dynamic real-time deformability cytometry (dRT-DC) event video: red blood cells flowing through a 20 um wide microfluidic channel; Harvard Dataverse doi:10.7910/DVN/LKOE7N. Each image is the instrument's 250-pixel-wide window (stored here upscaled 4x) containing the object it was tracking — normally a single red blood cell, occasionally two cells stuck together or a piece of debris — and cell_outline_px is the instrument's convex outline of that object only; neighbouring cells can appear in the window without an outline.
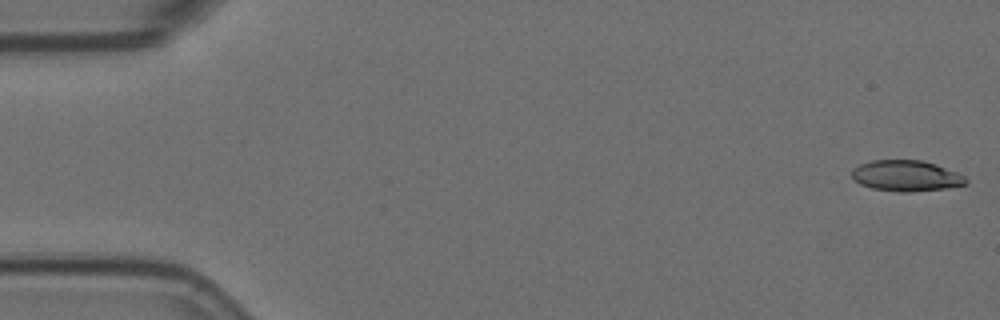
{"species": "Egyptian fruit bat (a non-hibernating species)", "species_latin": "Rousettus aegyptiacus", "temperature_condition": "room temperature", "stored_images_in_passage": 9, "camera_frame_rate_fps": 3000, "um_per_image_px": 0.085, "animal": {"sex": "female"}, "frame": {"image": 1, "passage_image": 1, "time_ms": 0.0, "image_size_px": [1000, 320], "cell_outline_px": [[968, 184], [948, 188], [912, 192], [900, 192], [872, 188], [860, 184], [852, 180], [852, 172], [860, 164], [872, 160], [920, 160], [936, 164], [956, 172], [964, 176], [968, 180]], "centroid_in_image_um": [77.04, 14.95], "position_along_channel_um": 8.0, "area_um2": 20.58}}